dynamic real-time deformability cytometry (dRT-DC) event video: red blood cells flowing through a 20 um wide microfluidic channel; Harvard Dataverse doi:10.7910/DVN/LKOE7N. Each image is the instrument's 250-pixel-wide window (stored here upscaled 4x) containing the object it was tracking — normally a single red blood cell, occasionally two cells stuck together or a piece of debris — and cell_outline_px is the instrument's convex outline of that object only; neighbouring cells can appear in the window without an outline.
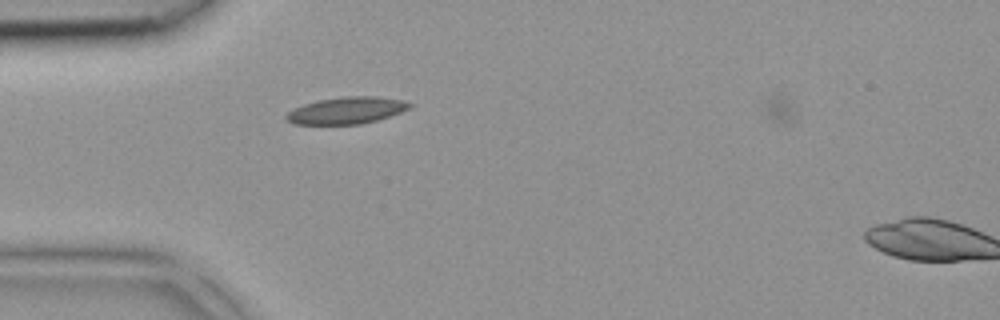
{"species": "common noctule bat (a hibernating species)", "species_latin": "Nyctalus noctula", "temperature_condition": "room temperature", "stored_images_in_passage": 6, "camera_frame_rate_fps": 3000, "um_per_image_px": 0.085, "animal": {"sex": "female", "body_mass_g": 18.4}, "frame": {"image": 1, "passage_image": 5, "time_ms": 1.333, "image_size_px": [1000, 320], "cell_outline_px": [[412, 104], [408, 108], [400, 112], [376, 120], [360, 124], [296, 124], [288, 120], [284, 116], [288, 112], [304, 104], [320, 100], [344, 96], [376, 96], [404, 100]], "centroid_in_image_um": [29.47, 9.38], "position_along_channel_um": 55.5, "area_um2": 18.96}}